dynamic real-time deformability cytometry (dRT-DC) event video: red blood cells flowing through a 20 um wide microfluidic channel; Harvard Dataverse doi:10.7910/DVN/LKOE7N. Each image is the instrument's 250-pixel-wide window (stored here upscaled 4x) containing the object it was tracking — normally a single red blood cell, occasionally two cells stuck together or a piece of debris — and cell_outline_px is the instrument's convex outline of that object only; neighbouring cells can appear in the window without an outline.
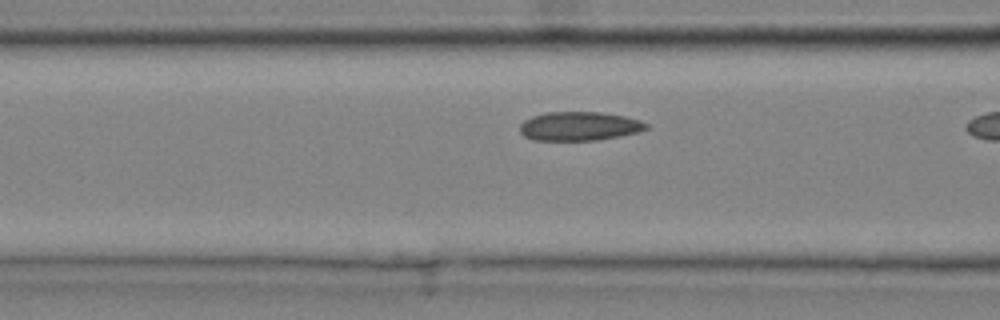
{"species": "common noctule bat (a hibernating species)", "species_latin": "Nyctalus noctula", "temperature_condition": "cold", "stored_images_in_passage": 6, "camera_frame_rate_fps": 3000, "um_per_image_px": 0.085, "animal": {"sex": "male", "body_mass_g": 20.4}, "frame": {"image": 1, "passage_image": 5, "time_ms": 1.333, "image_size_px": [1000, 320], "cell_outline_px": [[648, 128], [636, 132], [620, 136], [596, 140], [532, 140], [524, 136], [520, 132], [520, 124], [524, 120], [532, 116], [548, 112], [600, 112], [624, 116], [640, 120], [648, 124]], "centroid_in_image_um": [49.22, 10.72], "position_along_channel_um": 117.4, "area_um2": 21.21}}